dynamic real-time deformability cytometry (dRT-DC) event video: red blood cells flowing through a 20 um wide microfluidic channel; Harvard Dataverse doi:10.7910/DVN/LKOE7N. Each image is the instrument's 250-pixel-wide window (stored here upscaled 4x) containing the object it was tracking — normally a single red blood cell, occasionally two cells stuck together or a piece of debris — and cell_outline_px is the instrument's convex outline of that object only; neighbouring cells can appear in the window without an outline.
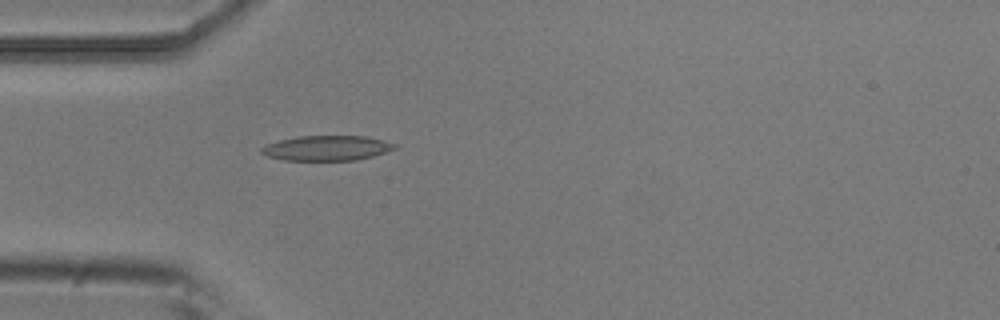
{"species": "common noctule bat (a hibernating species)", "species_latin": "Nyctalus noctula", "temperature_condition": "room temperature", "stored_images_in_passage": 4, "camera_frame_rate_fps": 3000, "um_per_image_px": 0.085, "animal": {"sex": "male", "body_mass_g": 20.5, "forearm_length_mm": 52.5}, "frame": {"image": 1, "passage_image": 4, "time_ms": 1.0, "image_size_px": [1000, 320], "cell_outline_px": [[400, 148], [372, 156], [356, 160], [284, 160], [268, 156], [260, 152], [260, 148], [268, 144], [280, 140], [296, 136], [368, 136], [400, 144]], "centroid_in_image_um": [27.86, 12.58], "position_along_channel_um": 57.1, "area_um2": 19.59}}